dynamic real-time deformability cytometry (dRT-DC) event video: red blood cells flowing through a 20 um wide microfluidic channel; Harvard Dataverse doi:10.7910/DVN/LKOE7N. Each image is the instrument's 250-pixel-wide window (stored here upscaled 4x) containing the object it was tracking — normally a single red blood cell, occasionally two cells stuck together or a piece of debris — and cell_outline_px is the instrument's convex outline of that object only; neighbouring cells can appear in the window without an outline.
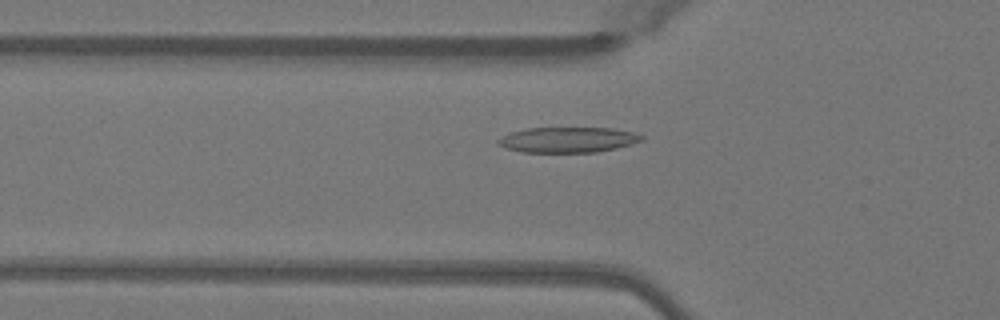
{"species": "Egyptian fruit bat (a non-hibernating species)", "species_latin": "Rousettus aegyptiacus", "temperature_condition": "warm", "stored_images_in_passage": 50, "camera_frame_rate_fps": 3000, "um_per_image_px": 0.085, "animal": {"sex": "female"}, "frame": {"image": 1, "passage_image": 17, "time_ms": 5.333, "image_size_px": [1000, 320], "cell_outline_px": [[644, 140], [632, 144], [616, 148], [596, 152], [520, 152], [504, 148], [496, 144], [496, 140], [512, 132], [528, 128], [612, 128], [632, 132], [644, 136]], "centroid_in_image_um": [48.26, 11.89], "position_along_channel_um": 77.5, "area_um2": 21.27}}
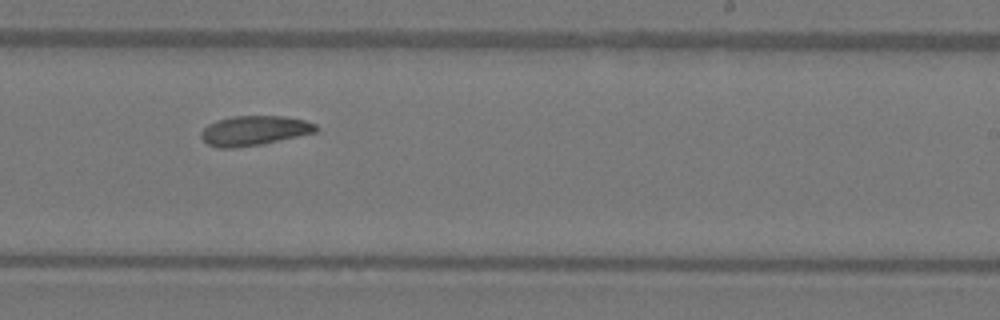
{"frame": {"image": 2, "passage_image": 31, "time_ms": 10.0, "image_size_px": [1000, 320], "cell_outline_px": [[320, 128], [316, 132], [264, 144], [236, 148], [220, 148], [208, 144], [200, 136], [200, 132], [208, 124], [216, 120], [232, 116], [284, 116], [304, 120], [316, 124]], "centroid_in_image_um": [21.61, 11.1], "position_along_channel_um": 267.4, "area_um2": 20.06}}
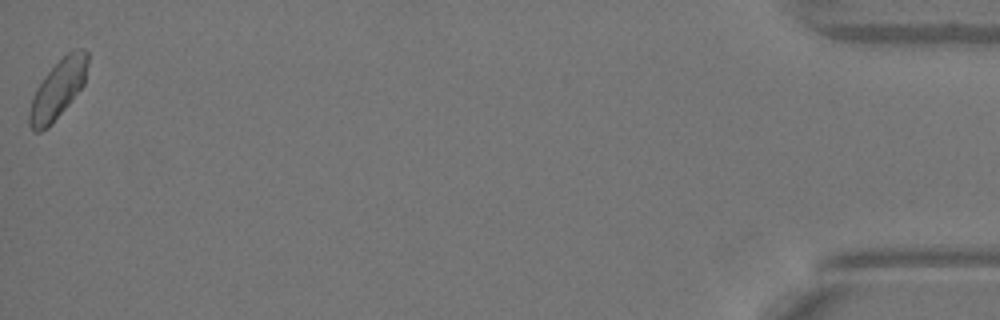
{"frame": {"image": 3, "passage_image": 50, "time_ms": 16.333, "image_size_px": [1000, 320], "cell_outline_px": [[88, 64], [84, 84], [52, 124], [48, 128], [40, 132], [32, 132], [28, 124], [28, 112], [32, 96], [36, 88], [44, 76], [68, 52], [76, 48], [84, 48], [88, 52]], "centroid_in_image_um": [4.9, 7.61], "position_along_channel_um": 430.3, "area_um2": 20.06}, "authors_computed_cell_mechanics": {"area_um2": 20.0855, "velocity_mm_per_s": 4.0589, "shape_relaxation_time_tau1_ms": 2.8737, "shape_relaxation_time_tau2_ms": 4.515, "deformation_change_tau1": 0.1161, "deformation_change_tau2": 0.0854}}